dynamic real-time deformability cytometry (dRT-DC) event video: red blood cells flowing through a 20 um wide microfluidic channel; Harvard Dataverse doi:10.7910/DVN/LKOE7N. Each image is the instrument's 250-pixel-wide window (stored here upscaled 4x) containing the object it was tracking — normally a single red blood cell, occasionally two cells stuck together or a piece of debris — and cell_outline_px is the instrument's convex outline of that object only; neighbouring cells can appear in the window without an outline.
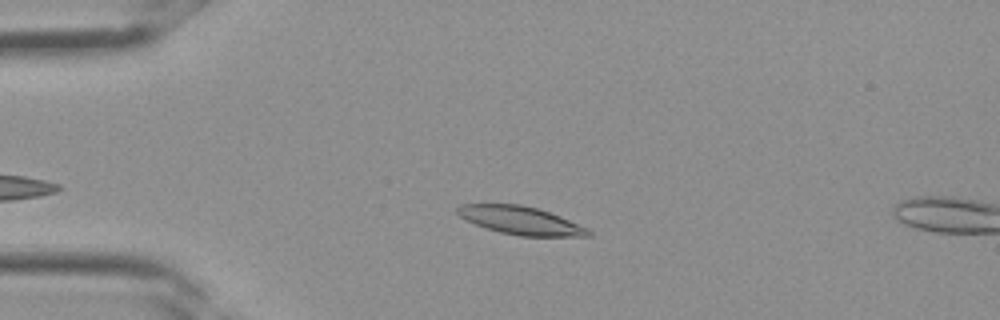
{"species": "Egyptian fruit bat (a non-hibernating species)", "species_latin": "Rousettus aegyptiacus", "temperature_condition": "room temperature", "stored_images_in_passage": 6, "camera_frame_rate_fps": 3000, "um_per_image_px": 0.085, "frame": {"image": 1, "passage_image": 4, "time_ms": 1.0, "image_size_px": [1000, 320], "cell_outline_px": [[592, 236], [520, 236], [500, 232], [476, 224], [460, 216], [456, 212], [456, 208], [460, 204], [520, 204], [536, 208], [560, 216], [588, 228], [592, 232]], "centroid_in_image_um": [44.27, 18.74], "position_along_channel_um": 40.7, "area_um2": 21.21}}